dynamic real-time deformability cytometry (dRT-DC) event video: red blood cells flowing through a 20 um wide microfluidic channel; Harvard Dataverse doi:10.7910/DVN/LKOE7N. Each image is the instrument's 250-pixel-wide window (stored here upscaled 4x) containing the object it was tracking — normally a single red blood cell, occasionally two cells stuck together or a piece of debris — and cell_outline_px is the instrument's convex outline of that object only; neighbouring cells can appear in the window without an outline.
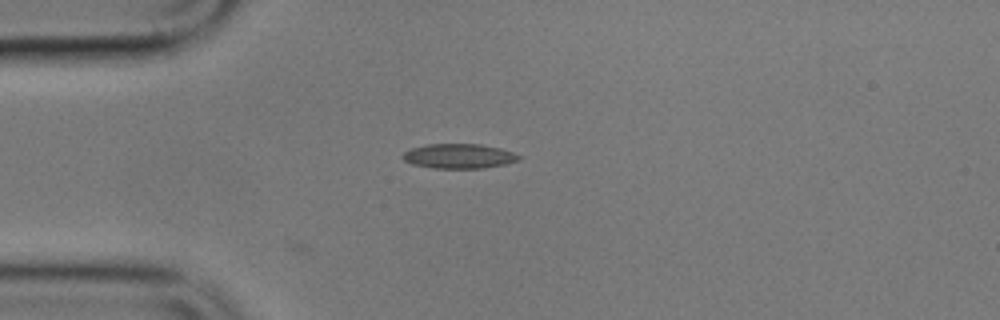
{"species": "common noctule bat (a hibernating species)", "species_latin": "Nyctalus noctula", "temperature_condition": "cold", "stored_images_in_passage": 4, "camera_frame_rate_fps": 3000, "um_per_image_px": 0.085, "animal": {"sex": "male", "body_mass_g": 17.9}, "frame": {"image": 1, "passage_image": 4, "time_ms": 3.333, "image_size_px": [1000, 320], "cell_outline_px": [[520, 160], [504, 164], [484, 168], [432, 168], [412, 164], [404, 160], [400, 156], [404, 152], [412, 148], [428, 144], [480, 144], [500, 148], [512, 152], [520, 156]], "centroid_in_image_um": [38.99, 13.27], "position_along_channel_um": 46.0, "area_um2": 16.65}}